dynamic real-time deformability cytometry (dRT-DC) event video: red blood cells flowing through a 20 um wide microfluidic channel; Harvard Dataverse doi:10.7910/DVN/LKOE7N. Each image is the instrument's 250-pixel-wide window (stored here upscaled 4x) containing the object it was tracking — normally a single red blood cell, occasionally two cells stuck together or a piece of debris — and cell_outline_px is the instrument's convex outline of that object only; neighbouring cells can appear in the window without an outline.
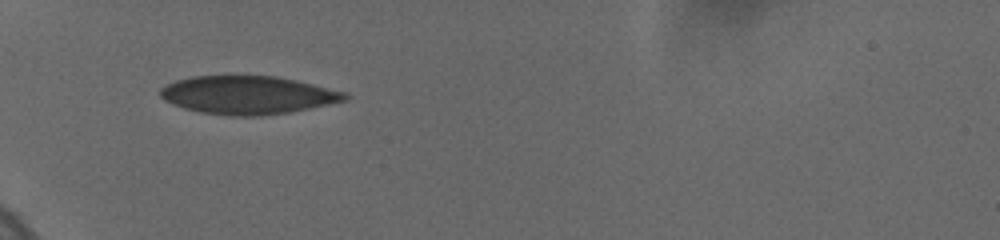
{"species": "human", "species_latin": "Homo sapiens", "temperature_condition": "cold", "stored_images_in_passage": 16, "camera_frame_rate_fps": 3000, "um_per_image_px": 0.085, "donor": {"sex": "female"}, "frame": {"image": 1, "passage_image": 1, "time_ms": 0.0, "image_size_px": [1000, 240], "cell_outline_px": [[352, 96], [348, 100], [288, 112], [260, 116], [228, 116], [200, 112], [184, 108], [172, 104], [164, 100], [160, 96], [160, 88], [176, 80], [192, 76], [276, 76], [296, 80], [348, 92]], "centroid_in_image_um": [21.09, 8.08], "position_along_channel_um": 63.9, "area_um2": 41.21}}
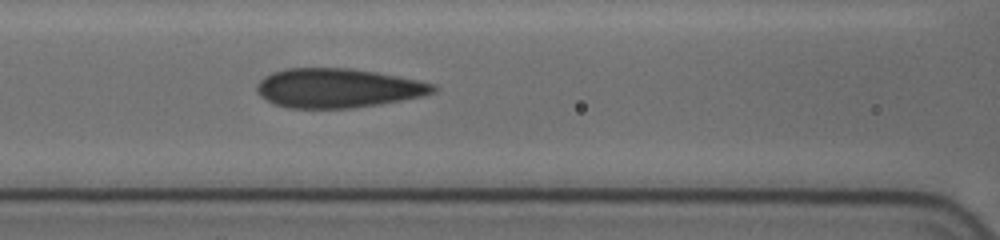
{"frame": {"image": 2, "passage_image": 10, "time_ms": 2.333, "image_size_px": [1000, 240], "cell_outline_px": [[436, 92], [420, 96], [380, 104], [352, 108], [288, 108], [272, 104], [260, 96], [256, 92], [256, 84], [264, 76], [272, 72], [284, 68], [348, 68], [376, 72], [436, 84]], "centroid_in_image_um": [28.65, 7.49], "position_along_channel_um": 138.0, "area_um2": 40.4}}
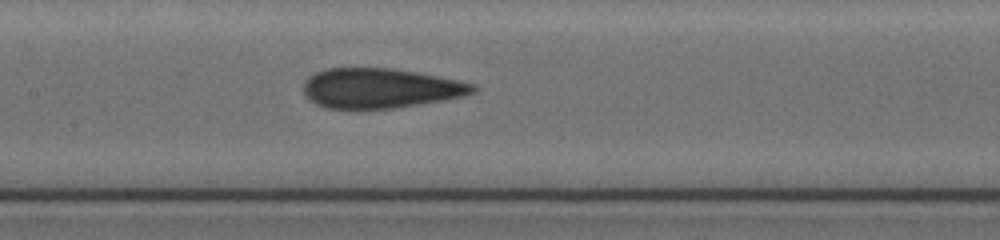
{"frame": {"image": 3, "passage_image": 14, "time_ms": 3.333, "image_size_px": [1000, 240], "cell_outline_px": [[476, 92], [464, 96], [420, 104], [396, 108], [324, 108], [308, 100], [304, 96], [304, 80], [308, 76], [316, 72], [328, 68], [392, 68], [416, 72], [476, 84]], "centroid_in_image_um": [32.29, 7.5], "position_along_channel_um": 175.1, "area_um2": 39.36}}